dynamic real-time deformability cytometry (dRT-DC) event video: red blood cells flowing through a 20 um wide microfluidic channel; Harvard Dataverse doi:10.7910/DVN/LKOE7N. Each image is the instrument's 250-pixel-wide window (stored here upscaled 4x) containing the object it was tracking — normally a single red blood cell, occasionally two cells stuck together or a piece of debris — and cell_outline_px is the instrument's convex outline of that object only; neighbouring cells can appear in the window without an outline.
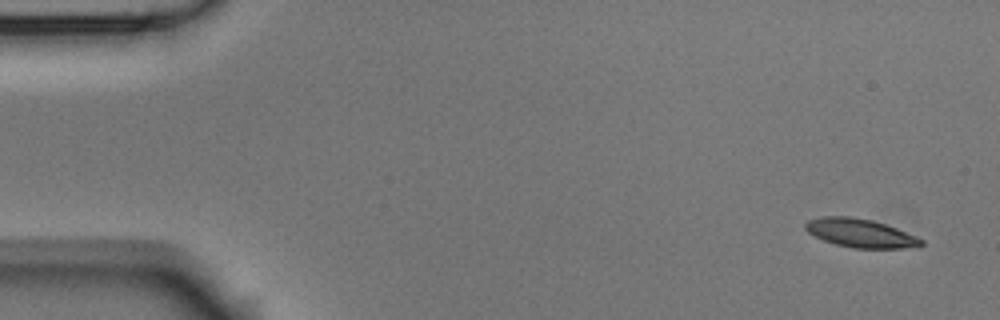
{"species": "Egyptian fruit bat (a non-hibernating species)", "species_latin": "Rousettus aegyptiacus", "temperature_condition": "room temperature", "stored_images_in_passage": 6, "camera_frame_rate_fps": 3000, "um_per_image_px": 0.085, "animal": {"sex": "male"}, "frame": {"image": 1, "passage_image": 1, "time_ms": 0.0, "image_size_px": [1000, 320], "cell_outline_px": [[924, 244], [920, 248], [852, 248], [836, 244], [824, 240], [808, 232], [804, 228], [804, 224], [808, 220], [824, 216], [848, 216], [872, 220], [896, 228], [924, 240]], "centroid_in_image_um": [73.16, 19.82], "position_along_channel_um": 11.8, "area_um2": 19.25}}
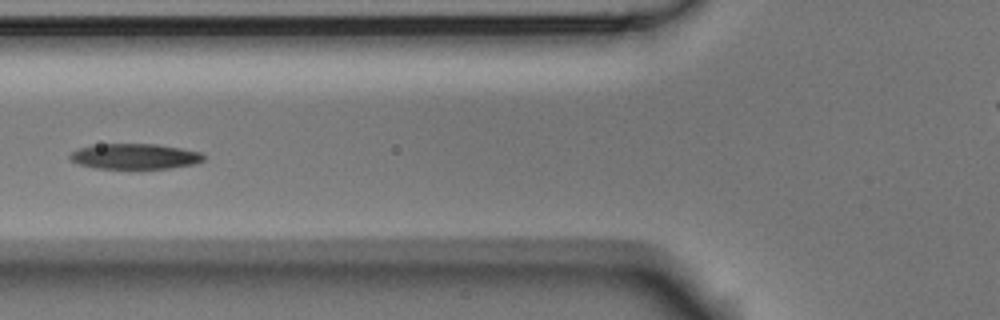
{"frame": {"image": 2, "passage_image": 6, "time_ms": 1.667, "image_size_px": [1000, 320], "cell_outline_px": [[204, 160], [196, 164], [168, 168], [96, 168], [76, 164], [68, 156], [72, 152], [80, 148], [96, 144], [156, 144], [180, 148], [200, 152], [204, 156]], "centroid_in_image_um": [11.45, 13.29], "position_along_channel_um": 114.3, "area_um2": 19.71}}